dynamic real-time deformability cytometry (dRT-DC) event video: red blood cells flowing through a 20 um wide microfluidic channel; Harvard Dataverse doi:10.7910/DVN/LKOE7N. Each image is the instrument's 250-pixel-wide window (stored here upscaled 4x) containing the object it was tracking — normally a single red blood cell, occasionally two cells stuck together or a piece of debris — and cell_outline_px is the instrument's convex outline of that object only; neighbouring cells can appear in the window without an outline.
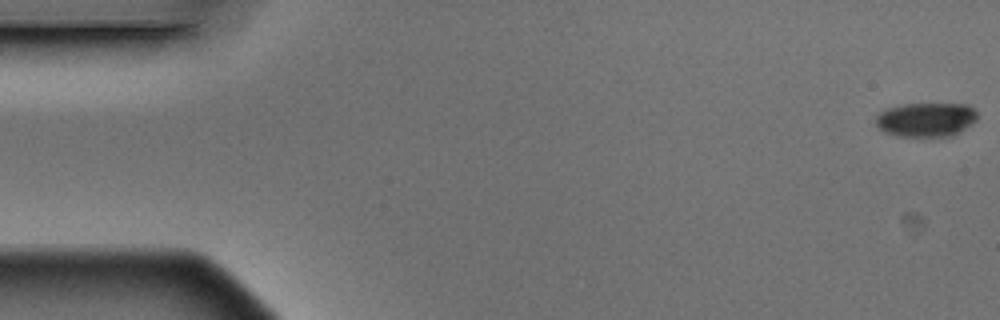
{"species": "Egyptian fruit bat (a non-hibernating species)", "species_latin": "Rousettus aegyptiacus", "temperature_condition": "warm", "stored_images_in_passage": 5, "camera_frame_rate_fps": 3000, "um_per_image_px": 0.085, "animal": {"sex": "male"}, "frame": {"image": 1, "passage_image": 1, "time_ms": 0.0, "image_size_px": [1000, 320], "cell_outline_px": [[976, 120], [972, 124], [952, 136], [896, 136], [884, 132], [876, 124], [876, 116], [880, 112], [888, 108], [904, 104], [968, 104], [976, 112]], "centroid_in_image_um": [78.71, 10.17], "position_along_channel_um": 6.3, "area_um2": 20.11}}
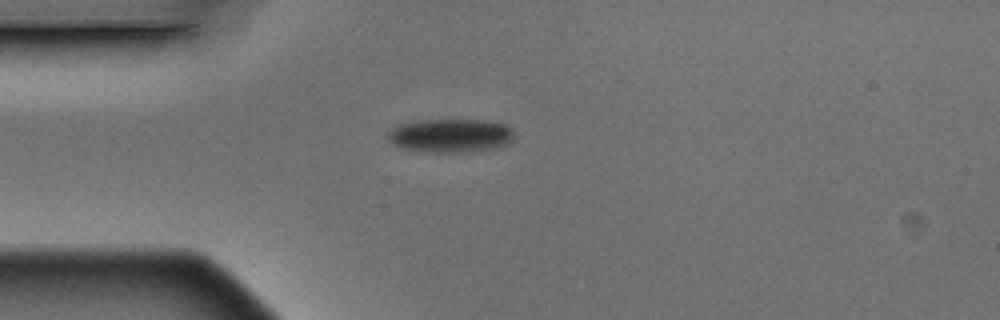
{"frame": {"image": 2, "passage_image": 5, "time_ms": 1.333, "image_size_px": [1000, 320], "cell_outline_px": [[512, 140], [508, 144], [500, 148], [468, 152], [424, 152], [400, 148], [392, 144], [384, 136], [384, 132], [396, 124], [420, 120], [488, 120], [504, 124], [512, 128]], "centroid_in_image_um": [38.22, 11.53], "position_along_channel_um": 46.8, "area_um2": 25.49}}